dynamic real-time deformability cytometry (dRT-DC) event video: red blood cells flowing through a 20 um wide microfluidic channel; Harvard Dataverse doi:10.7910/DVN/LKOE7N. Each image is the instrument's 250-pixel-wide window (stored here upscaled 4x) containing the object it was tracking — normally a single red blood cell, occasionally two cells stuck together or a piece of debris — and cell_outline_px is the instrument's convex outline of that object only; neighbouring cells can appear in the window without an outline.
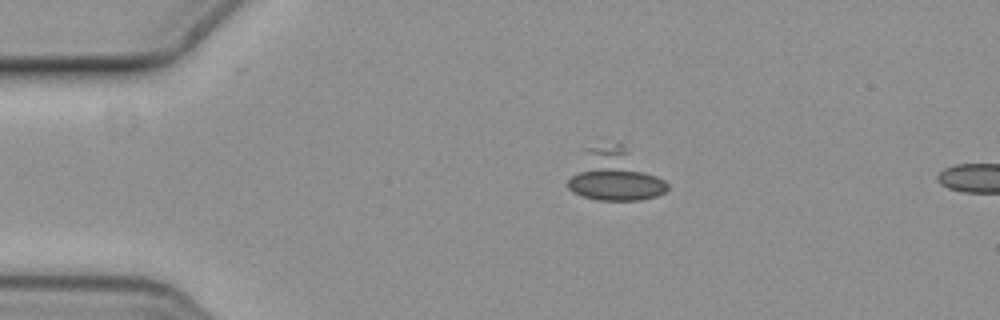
{"species": "common noctule bat (a hibernating species)", "species_latin": "Nyctalus noctula", "temperature_condition": "cold", "stored_images_in_passage": 3, "camera_frame_rate_fps": 3000, "um_per_image_px": 0.085, "animal": {"sex": "female", "body_mass_g": 19.3, "forearm_length_mm": 54.1}, "frame": {"image": 1, "passage_image": 1, "time_ms": 0.0, "image_size_px": [1000, 320], "cell_outline_px": [[668, 188], [664, 192], [656, 196], [640, 200], [596, 200], [572, 192], [568, 188], [568, 180], [584, 148], [616, 140], [624, 144], [664, 180], [668, 184]], "centroid_in_image_um": [52.22, 14.85], "position_along_channel_um": 32.8, "area_um2": 30.11}}